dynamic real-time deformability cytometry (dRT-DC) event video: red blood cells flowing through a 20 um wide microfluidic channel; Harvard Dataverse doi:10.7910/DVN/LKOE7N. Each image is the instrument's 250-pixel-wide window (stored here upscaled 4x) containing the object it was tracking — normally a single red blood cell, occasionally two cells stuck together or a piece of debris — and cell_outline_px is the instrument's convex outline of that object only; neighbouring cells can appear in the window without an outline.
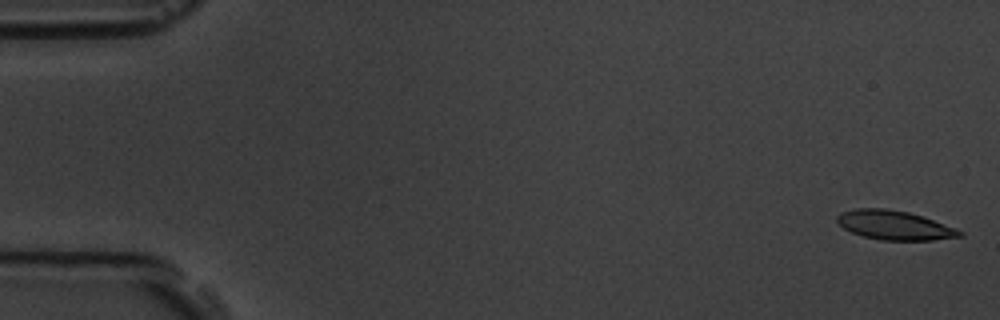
{"species": "common noctule bat (a hibernating species)", "species_latin": "Nyctalus noctula", "temperature_condition": "room temperature", "stored_images_in_passage": 4, "camera_frame_rate_fps": 3000, "um_per_image_px": 0.085, "animal": {"sex": "male", "body_mass_g": 19.5, "forearm_length_mm": 54.6}, "frame": {"image": 1, "passage_image": 1, "time_ms": 0.0, "image_size_px": [1000, 320], "cell_outline_px": [[964, 236], [932, 240], [880, 240], [864, 236], [852, 232], [844, 228], [836, 220], [836, 216], [840, 212], [856, 208], [884, 208], [908, 212], [932, 220], [964, 232]], "centroid_in_image_um": [75.99, 19.14], "position_along_channel_um": 9.0, "area_um2": 20.58}}